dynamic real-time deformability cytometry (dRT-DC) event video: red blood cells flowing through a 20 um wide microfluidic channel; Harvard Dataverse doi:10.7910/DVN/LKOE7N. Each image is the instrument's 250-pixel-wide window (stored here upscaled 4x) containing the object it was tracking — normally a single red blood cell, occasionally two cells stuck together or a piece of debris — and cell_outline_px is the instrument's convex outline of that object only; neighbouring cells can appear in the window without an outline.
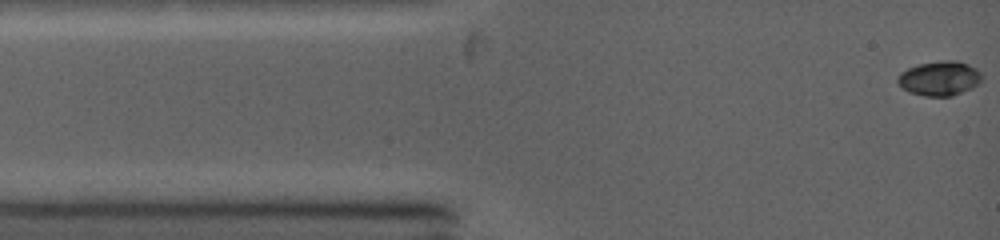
{"species": "common noctule bat (a hibernating species)", "species_latin": "Nyctalus noctula", "temperature_condition": "warm", "stored_images_in_passage": 4, "camera_frame_rate_fps": 5000, "um_per_image_px": 0.085, "animal": {"sex": "female", "body_mass_g": 19.0, "forearm_length_mm": 53.3}, "frame": {"image": 1, "passage_image": 1, "time_ms": 0.0, "image_size_px": [1000, 240], "cell_outline_px": [[980, 80], [972, 88], [952, 96], [924, 96], [908, 92], [896, 80], [896, 76], [900, 72], [908, 68], [920, 64], [944, 60], [956, 60], [968, 64], [976, 68], [980, 72]], "centroid_in_image_um": [79.83, 6.66], "position_along_channel_um": 5.2, "area_um2": 16.82}}
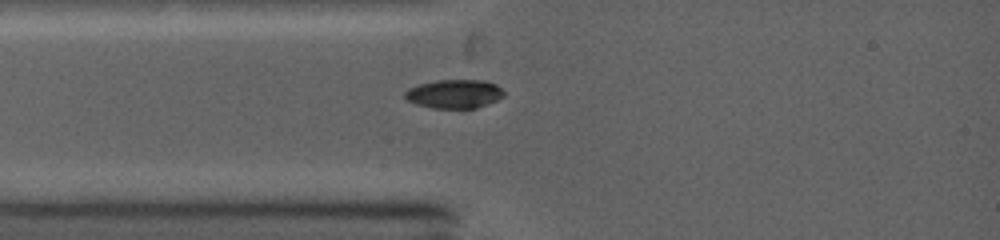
{"frame": {"image": 2, "passage_image": 4, "time_ms": 2.4, "image_size_px": [1000, 240], "cell_outline_px": [[504, 96], [488, 104], [476, 108], [432, 108], [416, 104], [408, 100], [404, 96], [404, 92], [408, 88], [420, 84], [436, 80], [484, 80], [496, 84], [504, 92]], "centroid_in_image_um": [38.61, 7.98], "position_along_channel_um": 46.4, "area_um2": 16.59}}